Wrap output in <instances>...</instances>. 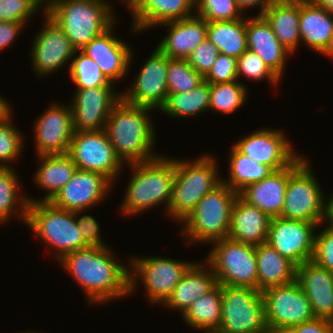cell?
<instances>
[{
	"mask_svg": "<svg viewBox=\"0 0 333 333\" xmlns=\"http://www.w3.org/2000/svg\"><path fill=\"white\" fill-rule=\"evenodd\" d=\"M67 154L77 169L99 173L112 184L125 166L116 156L105 130L74 131Z\"/></svg>",
	"mask_w": 333,
	"mask_h": 333,
	"instance_id": "12",
	"label": "cell"
},
{
	"mask_svg": "<svg viewBox=\"0 0 333 333\" xmlns=\"http://www.w3.org/2000/svg\"><path fill=\"white\" fill-rule=\"evenodd\" d=\"M317 5L333 15V0H313Z\"/></svg>",
	"mask_w": 333,
	"mask_h": 333,
	"instance_id": "55",
	"label": "cell"
},
{
	"mask_svg": "<svg viewBox=\"0 0 333 333\" xmlns=\"http://www.w3.org/2000/svg\"><path fill=\"white\" fill-rule=\"evenodd\" d=\"M307 160L300 154L289 166V179L280 217L320 226L327 219V201Z\"/></svg>",
	"mask_w": 333,
	"mask_h": 333,
	"instance_id": "8",
	"label": "cell"
},
{
	"mask_svg": "<svg viewBox=\"0 0 333 333\" xmlns=\"http://www.w3.org/2000/svg\"><path fill=\"white\" fill-rule=\"evenodd\" d=\"M43 29L33 38L30 53L34 72L41 76L52 75L71 62L76 49L57 23L47 14ZM69 61V62H68ZM51 73V74H50Z\"/></svg>",
	"mask_w": 333,
	"mask_h": 333,
	"instance_id": "16",
	"label": "cell"
},
{
	"mask_svg": "<svg viewBox=\"0 0 333 333\" xmlns=\"http://www.w3.org/2000/svg\"><path fill=\"white\" fill-rule=\"evenodd\" d=\"M12 111L13 110L11 109V105H9V101L0 95V122L10 119L13 116Z\"/></svg>",
	"mask_w": 333,
	"mask_h": 333,
	"instance_id": "52",
	"label": "cell"
},
{
	"mask_svg": "<svg viewBox=\"0 0 333 333\" xmlns=\"http://www.w3.org/2000/svg\"><path fill=\"white\" fill-rule=\"evenodd\" d=\"M69 76L75 89L114 86L101 72L98 64L81 50H76L69 64Z\"/></svg>",
	"mask_w": 333,
	"mask_h": 333,
	"instance_id": "39",
	"label": "cell"
},
{
	"mask_svg": "<svg viewBox=\"0 0 333 333\" xmlns=\"http://www.w3.org/2000/svg\"><path fill=\"white\" fill-rule=\"evenodd\" d=\"M326 222L328 225L333 226V194L327 201V219Z\"/></svg>",
	"mask_w": 333,
	"mask_h": 333,
	"instance_id": "53",
	"label": "cell"
},
{
	"mask_svg": "<svg viewBox=\"0 0 333 333\" xmlns=\"http://www.w3.org/2000/svg\"><path fill=\"white\" fill-rule=\"evenodd\" d=\"M255 252L258 291L263 292L296 280L297 266L267 242L255 246Z\"/></svg>",
	"mask_w": 333,
	"mask_h": 333,
	"instance_id": "30",
	"label": "cell"
},
{
	"mask_svg": "<svg viewBox=\"0 0 333 333\" xmlns=\"http://www.w3.org/2000/svg\"><path fill=\"white\" fill-rule=\"evenodd\" d=\"M61 105V106H60ZM53 103L34 121L36 154H67L73 137L72 110Z\"/></svg>",
	"mask_w": 333,
	"mask_h": 333,
	"instance_id": "18",
	"label": "cell"
},
{
	"mask_svg": "<svg viewBox=\"0 0 333 333\" xmlns=\"http://www.w3.org/2000/svg\"><path fill=\"white\" fill-rule=\"evenodd\" d=\"M217 47L206 38L198 45L187 58V62L195 69L202 77H205L212 68L219 55Z\"/></svg>",
	"mask_w": 333,
	"mask_h": 333,
	"instance_id": "45",
	"label": "cell"
},
{
	"mask_svg": "<svg viewBox=\"0 0 333 333\" xmlns=\"http://www.w3.org/2000/svg\"><path fill=\"white\" fill-rule=\"evenodd\" d=\"M234 146L256 162L274 171L290 166L300 155L293 150L284 131L262 128L240 139Z\"/></svg>",
	"mask_w": 333,
	"mask_h": 333,
	"instance_id": "19",
	"label": "cell"
},
{
	"mask_svg": "<svg viewBox=\"0 0 333 333\" xmlns=\"http://www.w3.org/2000/svg\"><path fill=\"white\" fill-rule=\"evenodd\" d=\"M152 109L121 99L109 114L104 130L123 164L140 163L159 156L153 151L156 132L149 119Z\"/></svg>",
	"mask_w": 333,
	"mask_h": 333,
	"instance_id": "2",
	"label": "cell"
},
{
	"mask_svg": "<svg viewBox=\"0 0 333 333\" xmlns=\"http://www.w3.org/2000/svg\"><path fill=\"white\" fill-rule=\"evenodd\" d=\"M16 173L12 167H0V224L7 222L15 214L18 216L16 218L26 224L28 196L20 194L21 182Z\"/></svg>",
	"mask_w": 333,
	"mask_h": 333,
	"instance_id": "37",
	"label": "cell"
},
{
	"mask_svg": "<svg viewBox=\"0 0 333 333\" xmlns=\"http://www.w3.org/2000/svg\"><path fill=\"white\" fill-rule=\"evenodd\" d=\"M312 260L320 267L333 272V226H326L318 235L315 233Z\"/></svg>",
	"mask_w": 333,
	"mask_h": 333,
	"instance_id": "46",
	"label": "cell"
},
{
	"mask_svg": "<svg viewBox=\"0 0 333 333\" xmlns=\"http://www.w3.org/2000/svg\"><path fill=\"white\" fill-rule=\"evenodd\" d=\"M301 42L316 52L325 54L333 35V15L313 0H300Z\"/></svg>",
	"mask_w": 333,
	"mask_h": 333,
	"instance_id": "29",
	"label": "cell"
},
{
	"mask_svg": "<svg viewBox=\"0 0 333 333\" xmlns=\"http://www.w3.org/2000/svg\"><path fill=\"white\" fill-rule=\"evenodd\" d=\"M296 280L308 297L314 316L332 321L333 272L310 260L297 267Z\"/></svg>",
	"mask_w": 333,
	"mask_h": 333,
	"instance_id": "23",
	"label": "cell"
},
{
	"mask_svg": "<svg viewBox=\"0 0 333 333\" xmlns=\"http://www.w3.org/2000/svg\"><path fill=\"white\" fill-rule=\"evenodd\" d=\"M210 104V84L203 80L194 89L182 93H168L165 104L160 108L173 118L197 116L208 111Z\"/></svg>",
	"mask_w": 333,
	"mask_h": 333,
	"instance_id": "36",
	"label": "cell"
},
{
	"mask_svg": "<svg viewBox=\"0 0 333 333\" xmlns=\"http://www.w3.org/2000/svg\"><path fill=\"white\" fill-rule=\"evenodd\" d=\"M214 159L210 154L201 155L194 161L175 159V177L168 206V216L172 220L182 222L201 198L222 182Z\"/></svg>",
	"mask_w": 333,
	"mask_h": 333,
	"instance_id": "4",
	"label": "cell"
},
{
	"mask_svg": "<svg viewBox=\"0 0 333 333\" xmlns=\"http://www.w3.org/2000/svg\"><path fill=\"white\" fill-rule=\"evenodd\" d=\"M214 248L205 261L214 272L217 284L250 287L257 290L255 246L223 238L212 243Z\"/></svg>",
	"mask_w": 333,
	"mask_h": 333,
	"instance_id": "9",
	"label": "cell"
},
{
	"mask_svg": "<svg viewBox=\"0 0 333 333\" xmlns=\"http://www.w3.org/2000/svg\"><path fill=\"white\" fill-rule=\"evenodd\" d=\"M204 80L209 84L238 80L237 59L220 53Z\"/></svg>",
	"mask_w": 333,
	"mask_h": 333,
	"instance_id": "47",
	"label": "cell"
},
{
	"mask_svg": "<svg viewBox=\"0 0 333 333\" xmlns=\"http://www.w3.org/2000/svg\"><path fill=\"white\" fill-rule=\"evenodd\" d=\"M113 184L103 175L77 169L71 180L50 201L71 212H85L103 202Z\"/></svg>",
	"mask_w": 333,
	"mask_h": 333,
	"instance_id": "20",
	"label": "cell"
},
{
	"mask_svg": "<svg viewBox=\"0 0 333 333\" xmlns=\"http://www.w3.org/2000/svg\"><path fill=\"white\" fill-rule=\"evenodd\" d=\"M41 7L42 0H0V21L25 25Z\"/></svg>",
	"mask_w": 333,
	"mask_h": 333,
	"instance_id": "44",
	"label": "cell"
},
{
	"mask_svg": "<svg viewBox=\"0 0 333 333\" xmlns=\"http://www.w3.org/2000/svg\"><path fill=\"white\" fill-rule=\"evenodd\" d=\"M24 26L23 23L0 21V51L15 41Z\"/></svg>",
	"mask_w": 333,
	"mask_h": 333,
	"instance_id": "50",
	"label": "cell"
},
{
	"mask_svg": "<svg viewBox=\"0 0 333 333\" xmlns=\"http://www.w3.org/2000/svg\"><path fill=\"white\" fill-rule=\"evenodd\" d=\"M237 196L238 193L223 182L203 196L195 209L181 222L184 223L180 232L187 240L185 244H210L227 238L232 206Z\"/></svg>",
	"mask_w": 333,
	"mask_h": 333,
	"instance_id": "6",
	"label": "cell"
},
{
	"mask_svg": "<svg viewBox=\"0 0 333 333\" xmlns=\"http://www.w3.org/2000/svg\"><path fill=\"white\" fill-rule=\"evenodd\" d=\"M168 27L167 34L157 48L169 58L186 59L192 51L207 38V21L196 14L174 21H168L157 27Z\"/></svg>",
	"mask_w": 333,
	"mask_h": 333,
	"instance_id": "24",
	"label": "cell"
},
{
	"mask_svg": "<svg viewBox=\"0 0 333 333\" xmlns=\"http://www.w3.org/2000/svg\"><path fill=\"white\" fill-rule=\"evenodd\" d=\"M112 5L105 0H65L46 13L70 39L76 50L115 24Z\"/></svg>",
	"mask_w": 333,
	"mask_h": 333,
	"instance_id": "5",
	"label": "cell"
},
{
	"mask_svg": "<svg viewBox=\"0 0 333 333\" xmlns=\"http://www.w3.org/2000/svg\"><path fill=\"white\" fill-rule=\"evenodd\" d=\"M37 158L41 163L33 175V180L46 191V195L42 199L27 197L28 202H50L71 180L77 167L68 154L38 155Z\"/></svg>",
	"mask_w": 333,
	"mask_h": 333,
	"instance_id": "32",
	"label": "cell"
},
{
	"mask_svg": "<svg viewBox=\"0 0 333 333\" xmlns=\"http://www.w3.org/2000/svg\"><path fill=\"white\" fill-rule=\"evenodd\" d=\"M316 223L271 218L267 243L297 267L313 259Z\"/></svg>",
	"mask_w": 333,
	"mask_h": 333,
	"instance_id": "14",
	"label": "cell"
},
{
	"mask_svg": "<svg viewBox=\"0 0 333 333\" xmlns=\"http://www.w3.org/2000/svg\"><path fill=\"white\" fill-rule=\"evenodd\" d=\"M273 1L274 0H235L242 13H244L243 11H246V9L258 6L260 11L257 16H262Z\"/></svg>",
	"mask_w": 333,
	"mask_h": 333,
	"instance_id": "51",
	"label": "cell"
},
{
	"mask_svg": "<svg viewBox=\"0 0 333 333\" xmlns=\"http://www.w3.org/2000/svg\"><path fill=\"white\" fill-rule=\"evenodd\" d=\"M267 326L292 328L315 318L310 301L297 280L262 292Z\"/></svg>",
	"mask_w": 333,
	"mask_h": 333,
	"instance_id": "13",
	"label": "cell"
},
{
	"mask_svg": "<svg viewBox=\"0 0 333 333\" xmlns=\"http://www.w3.org/2000/svg\"><path fill=\"white\" fill-rule=\"evenodd\" d=\"M114 24L104 33L93 38L81 49L88 57L95 61L107 80L114 82L127 75L133 59L131 46L114 36Z\"/></svg>",
	"mask_w": 333,
	"mask_h": 333,
	"instance_id": "21",
	"label": "cell"
},
{
	"mask_svg": "<svg viewBox=\"0 0 333 333\" xmlns=\"http://www.w3.org/2000/svg\"><path fill=\"white\" fill-rule=\"evenodd\" d=\"M327 57H330L331 59L333 58V35H332V40L331 43L329 45V48L327 50V52L324 54Z\"/></svg>",
	"mask_w": 333,
	"mask_h": 333,
	"instance_id": "57",
	"label": "cell"
},
{
	"mask_svg": "<svg viewBox=\"0 0 333 333\" xmlns=\"http://www.w3.org/2000/svg\"><path fill=\"white\" fill-rule=\"evenodd\" d=\"M162 156L130 164L134 172L128 181L120 207L123 215L136 216L162 203L165 204L168 215L175 177V158Z\"/></svg>",
	"mask_w": 333,
	"mask_h": 333,
	"instance_id": "3",
	"label": "cell"
},
{
	"mask_svg": "<svg viewBox=\"0 0 333 333\" xmlns=\"http://www.w3.org/2000/svg\"><path fill=\"white\" fill-rule=\"evenodd\" d=\"M271 218L239 195L232 206L228 238L258 246L267 241Z\"/></svg>",
	"mask_w": 333,
	"mask_h": 333,
	"instance_id": "26",
	"label": "cell"
},
{
	"mask_svg": "<svg viewBox=\"0 0 333 333\" xmlns=\"http://www.w3.org/2000/svg\"><path fill=\"white\" fill-rule=\"evenodd\" d=\"M20 333H22V332H20ZM23 333H37V332H29V331H28V332H23ZM38 333H39V332H38Z\"/></svg>",
	"mask_w": 333,
	"mask_h": 333,
	"instance_id": "58",
	"label": "cell"
},
{
	"mask_svg": "<svg viewBox=\"0 0 333 333\" xmlns=\"http://www.w3.org/2000/svg\"><path fill=\"white\" fill-rule=\"evenodd\" d=\"M263 333H294L292 328L267 326Z\"/></svg>",
	"mask_w": 333,
	"mask_h": 333,
	"instance_id": "54",
	"label": "cell"
},
{
	"mask_svg": "<svg viewBox=\"0 0 333 333\" xmlns=\"http://www.w3.org/2000/svg\"><path fill=\"white\" fill-rule=\"evenodd\" d=\"M109 247H86L58 262L81 286L88 303H107L130 294V270L116 261Z\"/></svg>",
	"mask_w": 333,
	"mask_h": 333,
	"instance_id": "1",
	"label": "cell"
},
{
	"mask_svg": "<svg viewBox=\"0 0 333 333\" xmlns=\"http://www.w3.org/2000/svg\"><path fill=\"white\" fill-rule=\"evenodd\" d=\"M289 179V166L272 172L263 180L252 183L238 195L247 203L256 206L270 218L280 217Z\"/></svg>",
	"mask_w": 333,
	"mask_h": 333,
	"instance_id": "27",
	"label": "cell"
},
{
	"mask_svg": "<svg viewBox=\"0 0 333 333\" xmlns=\"http://www.w3.org/2000/svg\"><path fill=\"white\" fill-rule=\"evenodd\" d=\"M26 225L44 245L55 250L57 261L67 253L88 247L78 228L76 212L56 207L51 202H29Z\"/></svg>",
	"mask_w": 333,
	"mask_h": 333,
	"instance_id": "7",
	"label": "cell"
},
{
	"mask_svg": "<svg viewBox=\"0 0 333 333\" xmlns=\"http://www.w3.org/2000/svg\"><path fill=\"white\" fill-rule=\"evenodd\" d=\"M248 50L257 54L281 79L291 53L278 41L270 24L263 16L246 18Z\"/></svg>",
	"mask_w": 333,
	"mask_h": 333,
	"instance_id": "25",
	"label": "cell"
},
{
	"mask_svg": "<svg viewBox=\"0 0 333 333\" xmlns=\"http://www.w3.org/2000/svg\"><path fill=\"white\" fill-rule=\"evenodd\" d=\"M294 333H333L332 321L327 319H314L292 327Z\"/></svg>",
	"mask_w": 333,
	"mask_h": 333,
	"instance_id": "49",
	"label": "cell"
},
{
	"mask_svg": "<svg viewBox=\"0 0 333 333\" xmlns=\"http://www.w3.org/2000/svg\"><path fill=\"white\" fill-rule=\"evenodd\" d=\"M122 99L114 86L75 89L70 106L74 131L104 130L113 107Z\"/></svg>",
	"mask_w": 333,
	"mask_h": 333,
	"instance_id": "17",
	"label": "cell"
},
{
	"mask_svg": "<svg viewBox=\"0 0 333 333\" xmlns=\"http://www.w3.org/2000/svg\"><path fill=\"white\" fill-rule=\"evenodd\" d=\"M266 327L262 292L222 286L221 324L216 333H263Z\"/></svg>",
	"mask_w": 333,
	"mask_h": 333,
	"instance_id": "10",
	"label": "cell"
},
{
	"mask_svg": "<svg viewBox=\"0 0 333 333\" xmlns=\"http://www.w3.org/2000/svg\"><path fill=\"white\" fill-rule=\"evenodd\" d=\"M203 263L195 261L188 267L165 301V306L178 310L183 315L192 303L217 285L212 268L207 262Z\"/></svg>",
	"mask_w": 333,
	"mask_h": 333,
	"instance_id": "28",
	"label": "cell"
},
{
	"mask_svg": "<svg viewBox=\"0 0 333 333\" xmlns=\"http://www.w3.org/2000/svg\"><path fill=\"white\" fill-rule=\"evenodd\" d=\"M168 93H182L194 89L204 80L186 59H173L168 57L167 70Z\"/></svg>",
	"mask_w": 333,
	"mask_h": 333,
	"instance_id": "40",
	"label": "cell"
},
{
	"mask_svg": "<svg viewBox=\"0 0 333 333\" xmlns=\"http://www.w3.org/2000/svg\"><path fill=\"white\" fill-rule=\"evenodd\" d=\"M167 70L168 56L155 47L131 88L122 92V99L132 105L160 110L168 97Z\"/></svg>",
	"mask_w": 333,
	"mask_h": 333,
	"instance_id": "15",
	"label": "cell"
},
{
	"mask_svg": "<svg viewBox=\"0 0 333 333\" xmlns=\"http://www.w3.org/2000/svg\"><path fill=\"white\" fill-rule=\"evenodd\" d=\"M195 8L194 13L207 22L243 18L235 0H195Z\"/></svg>",
	"mask_w": 333,
	"mask_h": 333,
	"instance_id": "42",
	"label": "cell"
},
{
	"mask_svg": "<svg viewBox=\"0 0 333 333\" xmlns=\"http://www.w3.org/2000/svg\"><path fill=\"white\" fill-rule=\"evenodd\" d=\"M262 16L278 41L293 54L301 43L300 0H274Z\"/></svg>",
	"mask_w": 333,
	"mask_h": 333,
	"instance_id": "31",
	"label": "cell"
},
{
	"mask_svg": "<svg viewBox=\"0 0 333 333\" xmlns=\"http://www.w3.org/2000/svg\"><path fill=\"white\" fill-rule=\"evenodd\" d=\"M222 285L217 284L212 290L198 298L182 315L189 327L216 333L221 324Z\"/></svg>",
	"mask_w": 333,
	"mask_h": 333,
	"instance_id": "34",
	"label": "cell"
},
{
	"mask_svg": "<svg viewBox=\"0 0 333 333\" xmlns=\"http://www.w3.org/2000/svg\"><path fill=\"white\" fill-rule=\"evenodd\" d=\"M81 212H76V221L78 228L83 235L84 241L88 247H108L102 240L100 234V223L91 215H80ZM81 216V217H80ZM106 245V246H105Z\"/></svg>",
	"mask_w": 333,
	"mask_h": 333,
	"instance_id": "48",
	"label": "cell"
},
{
	"mask_svg": "<svg viewBox=\"0 0 333 333\" xmlns=\"http://www.w3.org/2000/svg\"><path fill=\"white\" fill-rule=\"evenodd\" d=\"M126 6L133 17V33L195 14V0H128Z\"/></svg>",
	"mask_w": 333,
	"mask_h": 333,
	"instance_id": "22",
	"label": "cell"
},
{
	"mask_svg": "<svg viewBox=\"0 0 333 333\" xmlns=\"http://www.w3.org/2000/svg\"><path fill=\"white\" fill-rule=\"evenodd\" d=\"M207 38L217 47L219 53L239 58L248 50L246 17L231 21L207 22Z\"/></svg>",
	"mask_w": 333,
	"mask_h": 333,
	"instance_id": "33",
	"label": "cell"
},
{
	"mask_svg": "<svg viewBox=\"0 0 333 333\" xmlns=\"http://www.w3.org/2000/svg\"><path fill=\"white\" fill-rule=\"evenodd\" d=\"M65 0H42V9H43V13H46L50 8H52L55 4L62 2ZM45 3V4H44ZM45 6H44V5ZM45 8H44V7Z\"/></svg>",
	"mask_w": 333,
	"mask_h": 333,
	"instance_id": "56",
	"label": "cell"
},
{
	"mask_svg": "<svg viewBox=\"0 0 333 333\" xmlns=\"http://www.w3.org/2000/svg\"><path fill=\"white\" fill-rule=\"evenodd\" d=\"M237 75L238 79L241 75H244L246 78L256 81L266 78L268 82L274 85H277L281 80L257 54L250 50H246L237 58Z\"/></svg>",
	"mask_w": 333,
	"mask_h": 333,
	"instance_id": "43",
	"label": "cell"
},
{
	"mask_svg": "<svg viewBox=\"0 0 333 333\" xmlns=\"http://www.w3.org/2000/svg\"><path fill=\"white\" fill-rule=\"evenodd\" d=\"M229 155V178H222V182L237 193L246 186L259 182L274 172L270 166L247 157L234 145L231 147Z\"/></svg>",
	"mask_w": 333,
	"mask_h": 333,
	"instance_id": "35",
	"label": "cell"
},
{
	"mask_svg": "<svg viewBox=\"0 0 333 333\" xmlns=\"http://www.w3.org/2000/svg\"><path fill=\"white\" fill-rule=\"evenodd\" d=\"M192 263L193 261H178L169 257L132 258L131 256L129 259V264L132 266L131 269L129 268L130 294L135 291L140 277L150 304H163Z\"/></svg>",
	"mask_w": 333,
	"mask_h": 333,
	"instance_id": "11",
	"label": "cell"
},
{
	"mask_svg": "<svg viewBox=\"0 0 333 333\" xmlns=\"http://www.w3.org/2000/svg\"><path fill=\"white\" fill-rule=\"evenodd\" d=\"M247 93L248 87L238 80L210 84L209 110L222 114L234 113L247 101Z\"/></svg>",
	"mask_w": 333,
	"mask_h": 333,
	"instance_id": "38",
	"label": "cell"
},
{
	"mask_svg": "<svg viewBox=\"0 0 333 333\" xmlns=\"http://www.w3.org/2000/svg\"><path fill=\"white\" fill-rule=\"evenodd\" d=\"M11 119L0 122V167L3 168L12 167L10 164L21 155L25 143L22 132Z\"/></svg>",
	"mask_w": 333,
	"mask_h": 333,
	"instance_id": "41",
	"label": "cell"
}]
</instances>
